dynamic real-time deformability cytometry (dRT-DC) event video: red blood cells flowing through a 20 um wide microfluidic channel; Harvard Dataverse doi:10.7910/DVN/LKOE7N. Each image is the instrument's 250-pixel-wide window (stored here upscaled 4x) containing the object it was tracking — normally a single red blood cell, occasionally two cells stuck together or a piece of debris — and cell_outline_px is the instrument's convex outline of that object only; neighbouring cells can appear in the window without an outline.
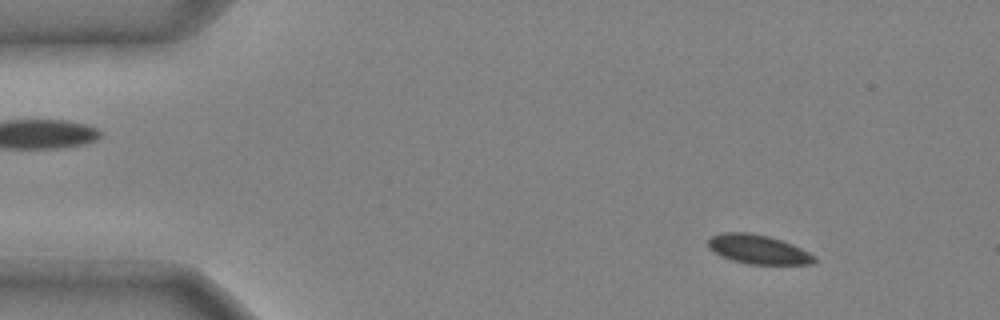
{"species": "common noctule bat (a hibernating species)", "species_latin": "Nyctalus noctula", "temperature_condition": "cold", "stored_images_in_passage": 48, "camera_frame_rate_fps": 3000, "um_per_image_px": 0.085, "animal": {"sex": "male", "body_mass_g": 20.4}, "frame": {"image": 1, "passage_image": 6, "time_ms": 1.667, "image_size_px": [1000, 320], "cell_outline_px": [[816, 264], [748, 264], [732, 260], [720, 256], [708, 248], [708, 240], [712, 236], [720, 232], [748, 232], [768, 236], [792, 244], [816, 256]], "centroid_in_image_um": [64.43, 21.2], "position_along_channel_um": 20.6, "area_um2": 18.09}}
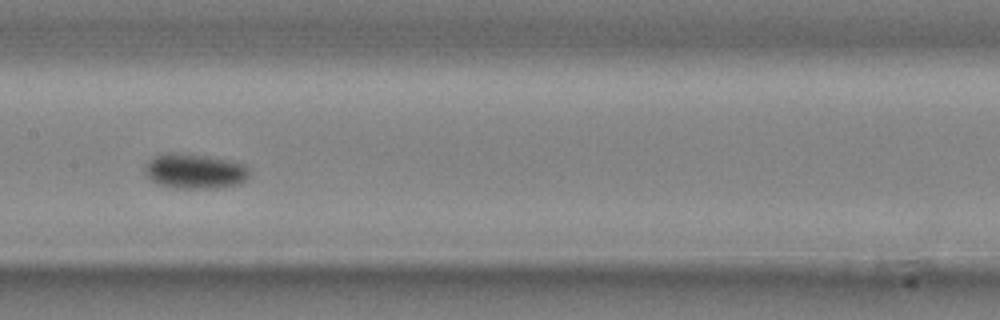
{"frame": {"image": 2, "passage_image": 25, "time_ms": 8.0, "image_size_px": [1000, 320], "cell_outline_px": [[252, 176], [248, 180], [240, 184], [224, 188], [176, 188], [160, 184], [152, 180], [144, 172], [144, 168], [148, 160], [152, 156], [168, 152], [172, 152], [204, 156], [228, 160], [244, 164], [248, 168]], "centroid_in_image_um": [16.6, 14.56], "position_along_channel_um": 190.8, "area_um2": 21.56}}
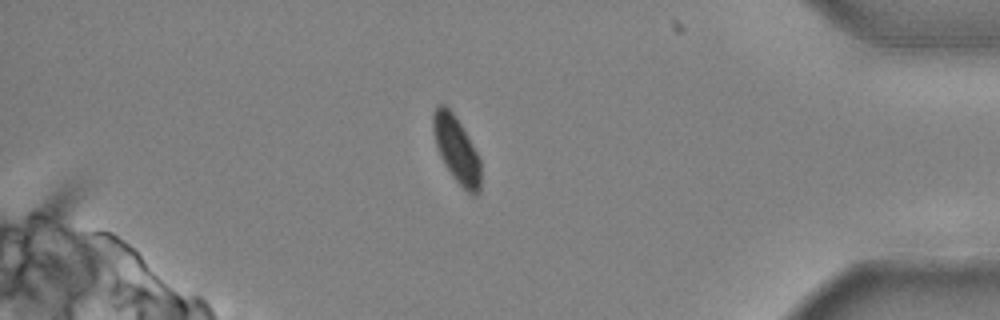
{"frame": {"image": 3, "passage_image": 43, "time_ms": 14.0, "image_size_px": [1000, 320], "cell_outline_px": [[480, 192], [476, 196], [472, 196], [452, 176], [444, 164], [440, 156], [436, 144], [432, 128], [432, 116], [436, 104], [444, 104], [452, 112], [460, 124], [472, 144], [480, 160]], "centroid_in_image_um": [38.79, 12.72], "position_along_channel_um": 396.4, "area_um2": 18.21}, "authors_computed_cell_mechanics": {"area_um2": 19.2474, "velocity_mm_per_s": 3.943, "shape_relaxation_time_tau1_ms": 1.8999, "shape_relaxation_time_tau2_ms": null, "deformation_change_tau1": 0.0741, "deformation_change_tau2": null}}